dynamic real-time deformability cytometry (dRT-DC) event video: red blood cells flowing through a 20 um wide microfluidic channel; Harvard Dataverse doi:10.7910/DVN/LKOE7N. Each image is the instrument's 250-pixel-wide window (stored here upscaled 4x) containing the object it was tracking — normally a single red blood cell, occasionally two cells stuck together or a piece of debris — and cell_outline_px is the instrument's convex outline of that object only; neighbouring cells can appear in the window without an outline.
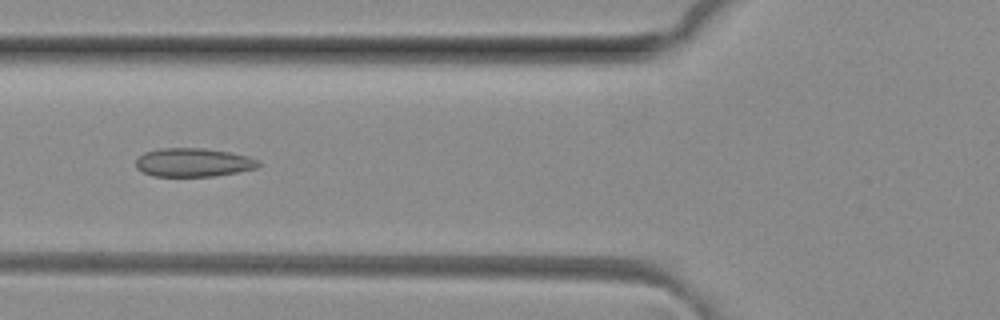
{"species": "common noctule bat (a hibernating species)", "species_latin": "Nyctalus noctula", "temperature_condition": "room temperature", "stored_images_in_passage": 49, "camera_frame_rate_fps": 3000, "um_per_image_px": 0.085, "animal": {"sex": "female", "body_mass_g": 29.2, "forearm_length_mm": 56.3}, "frame": {"image": 1, "passage_image": 18, "time_ms": 5.667, "image_size_px": [1000, 320], "cell_outline_px": [[260, 164], [256, 168], [236, 172], [212, 176], [152, 176], [136, 168], [136, 160], [144, 152], [160, 148], [204, 148], [228, 152], [248, 156], [260, 160]], "centroid_in_image_um": [16.42, 13.8], "position_along_channel_um": 109.4, "area_um2": 20.35}}
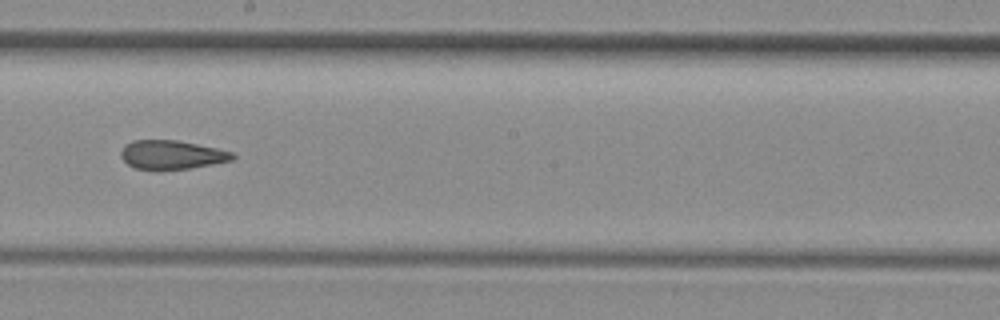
{"frame": {"image": 2, "passage_image": 27, "time_ms": 8.667, "image_size_px": [1000, 320], "cell_outline_px": [[236, 156], [232, 160], [192, 168], [156, 172], [152, 172], [136, 168], [128, 164], [120, 156], [120, 152], [124, 144], [132, 140], [176, 140], [216, 148], [232, 152]], "centroid_in_image_um": [14.54, 13.19], "position_along_channel_um": 233.7, "area_um2": 19.25}}
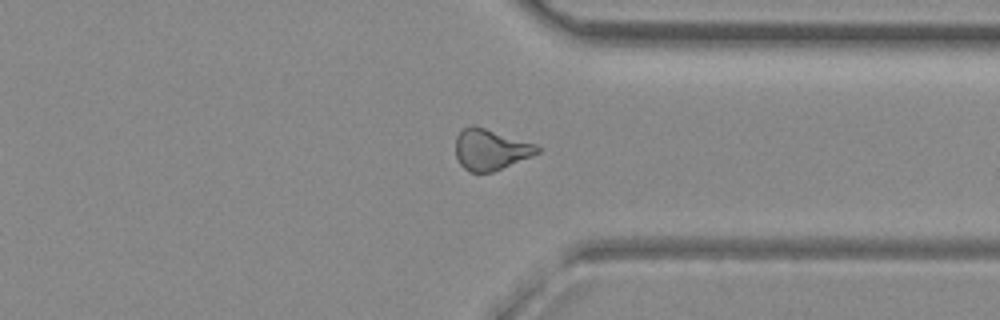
{"frame": {"image": 3, "passage_image": 37, "time_ms": 12.0, "image_size_px": [1000, 320], "cell_outline_px": [[540, 152], [532, 156], [492, 172], [468, 172], [460, 164], [456, 156], [456, 136], [464, 128], [472, 124], [536, 144], [540, 148]], "centroid_in_image_um": [41.69, 12.71], "position_along_channel_um": 369.7, "area_um2": 19.36}, "authors_computed_cell_mechanics": {"area_um2": 20.0566, "velocity_mm_per_s": 4.1302, "shape_relaxation_time_tau1_ms": null, "shape_relaxation_time_tau2_ms": 3.6275, "deformation_change_tau1": null, "deformation_change_tau2": 0.1013}}